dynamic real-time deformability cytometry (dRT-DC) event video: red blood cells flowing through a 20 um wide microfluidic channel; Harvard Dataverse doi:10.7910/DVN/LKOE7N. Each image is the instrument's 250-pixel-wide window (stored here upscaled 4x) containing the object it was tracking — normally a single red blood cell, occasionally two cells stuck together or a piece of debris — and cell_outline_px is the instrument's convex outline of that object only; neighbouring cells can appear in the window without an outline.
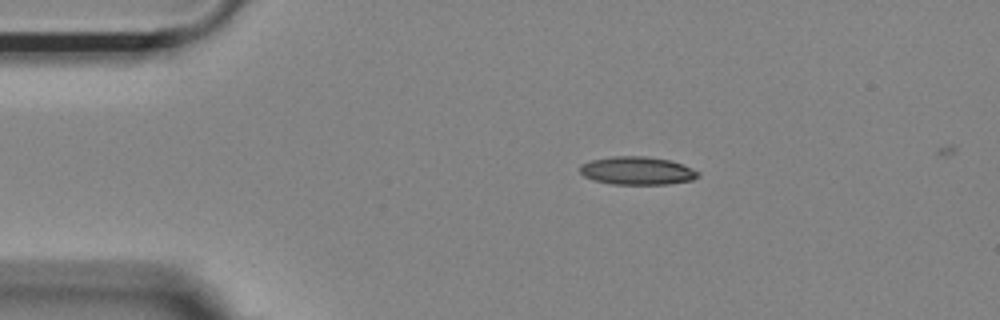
{"species": "Egyptian fruit bat (a non-hibernating species)", "species_latin": "Rousettus aegyptiacus", "temperature_condition": "room temperature", "stored_images_in_passage": 7, "camera_frame_rate_fps": 3000, "um_per_image_px": 0.085, "animal": {"sex": "female"}, "frame": {"image": 1, "passage_image": 1, "time_ms": 0.0, "image_size_px": [1000, 320], "cell_outline_px": [[700, 176], [692, 180], [668, 184], [612, 184], [592, 180], [584, 176], [580, 172], [580, 164], [592, 160], [612, 156], [644, 156], [668, 160], [692, 168], [700, 172]], "centroid_in_image_um": [54.14, 14.51], "position_along_channel_um": 30.9, "area_um2": 19.31}}